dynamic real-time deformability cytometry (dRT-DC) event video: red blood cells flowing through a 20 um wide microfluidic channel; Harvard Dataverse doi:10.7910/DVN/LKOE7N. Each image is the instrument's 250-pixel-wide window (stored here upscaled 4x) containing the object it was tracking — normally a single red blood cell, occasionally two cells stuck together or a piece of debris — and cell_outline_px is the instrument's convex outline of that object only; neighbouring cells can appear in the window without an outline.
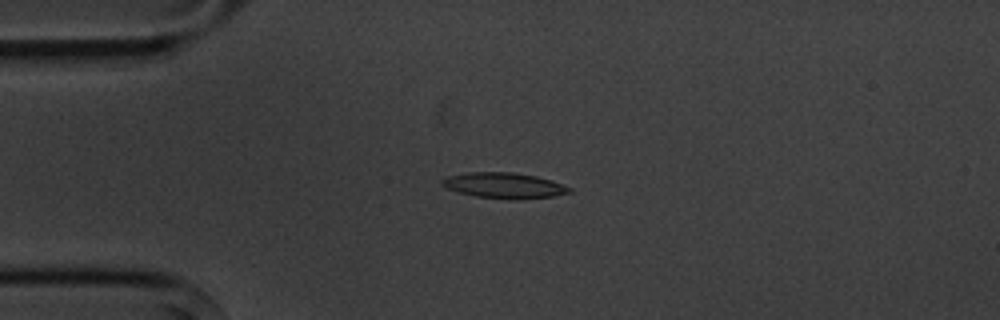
{"species": "common noctule bat (a hibernating species)", "species_latin": "Nyctalus noctula", "temperature_condition": "cold", "stored_images_in_passage": 4, "camera_frame_rate_fps": 3000, "um_per_image_px": 0.085, "animal": {"sex": "male", "body_mass_g": 20.1, "forearm_length_mm": 53.5}, "frame": {"image": 1, "passage_image": 3, "time_ms": 2.0, "image_size_px": [1000, 320], "cell_outline_px": [[572, 192], [552, 196], [476, 196], [460, 192], [448, 188], [440, 184], [440, 180], [448, 176], [468, 172], [512, 172], [536, 176], [552, 180], [564, 184], [572, 188]], "centroid_in_image_um": [42.83, 15.7], "position_along_channel_um": 42.2, "area_um2": 17.92}}